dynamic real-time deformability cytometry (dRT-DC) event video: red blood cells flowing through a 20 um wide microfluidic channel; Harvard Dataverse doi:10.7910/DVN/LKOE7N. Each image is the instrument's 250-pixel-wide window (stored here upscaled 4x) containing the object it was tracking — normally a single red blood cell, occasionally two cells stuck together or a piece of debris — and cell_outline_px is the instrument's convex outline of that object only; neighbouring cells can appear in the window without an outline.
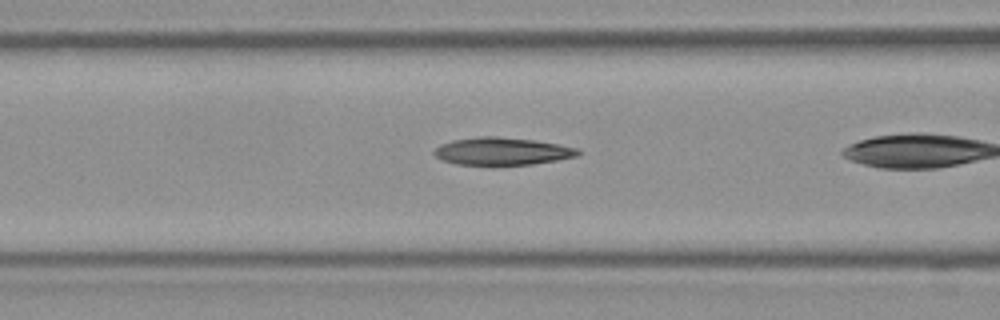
{"species": "Egyptian fruit bat (a non-hibernating species)", "species_latin": "Rousettus aegyptiacus", "temperature_condition": "room temperature", "stored_images_in_passage": 19, "camera_frame_rate_fps": 3000, "um_per_image_px": 0.085, "frame": {"image": 1, "passage_image": 16, "time_ms": 5.0, "image_size_px": [1000, 320], "cell_outline_px": [[580, 152], [576, 156], [556, 160], [532, 164], [456, 164], [444, 160], [436, 156], [432, 152], [440, 144], [452, 140], [476, 136], [496, 136], [532, 140], [580, 148]], "centroid_in_image_um": [42.65, 12.84], "position_along_channel_um": 123.9, "area_um2": 22.77}}